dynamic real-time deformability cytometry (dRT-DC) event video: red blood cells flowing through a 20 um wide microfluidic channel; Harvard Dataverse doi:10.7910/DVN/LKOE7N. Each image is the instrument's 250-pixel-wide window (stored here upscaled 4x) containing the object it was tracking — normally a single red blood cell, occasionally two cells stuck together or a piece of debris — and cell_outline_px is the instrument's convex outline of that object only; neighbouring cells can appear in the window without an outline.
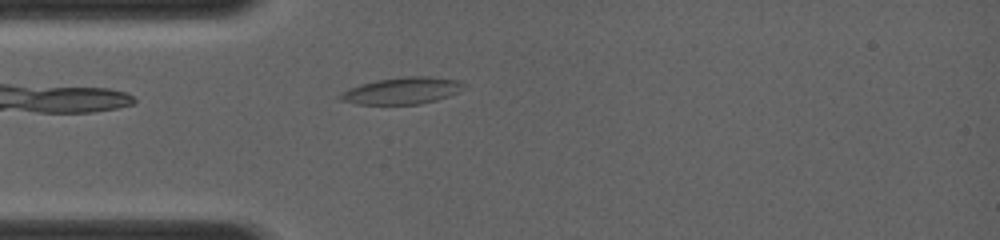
{"species": "common noctule bat (a hibernating species)", "species_latin": "Nyctalus noctula", "temperature_condition": "room temperature", "stored_images_in_passage": 53, "camera_frame_rate_fps": 4000, "um_per_image_px": 0.085, "animal": {"sex": "female", "body_mass_g": 19.0, "forearm_length_mm": 56.7}, "frame": {"image": 1, "passage_image": 2, "time_ms": 0.25, "image_size_px": [1000, 240], "cell_outline_px": [[464, 84], [460, 92], [436, 100], [420, 104], [356, 104], [340, 100], [336, 96], [340, 92], [348, 88], [360, 84], [376, 80], [404, 76], [428, 76], [460, 80]], "centroid_in_image_um": [34.14, 7.7], "position_along_channel_um": 50.9, "area_um2": 19.48}}
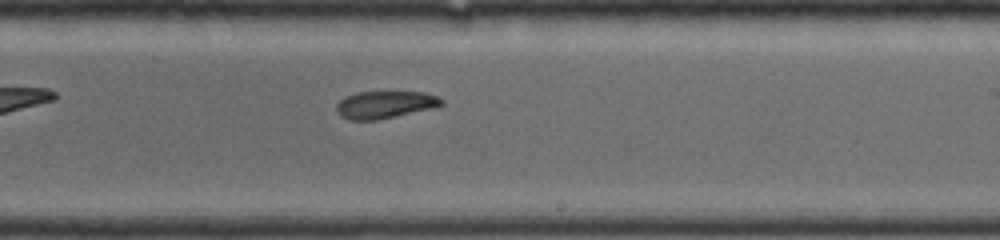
{"frame": {"image": 2, "passage_image": 26, "time_ms": 4.75, "image_size_px": [1000, 240], "cell_outline_px": [[444, 104], [432, 108], [376, 120], [348, 120], [340, 116], [336, 112], [336, 104], [344, 96], [356, 92], [424, 92], [436, 96], [444, 100]], "centroid_in_image_um": [32.67, 8.89], "position_along_channel_um": 256.3, "area_um2": 16.76}}
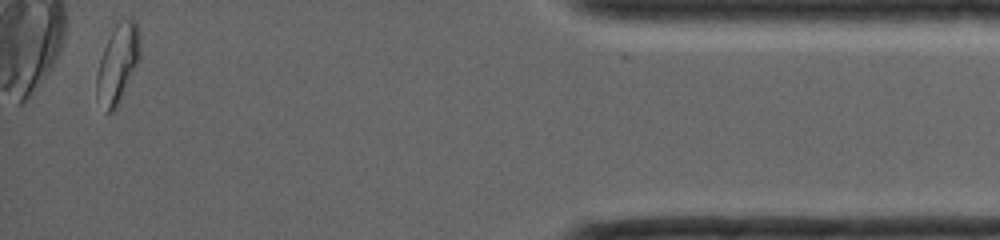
{"frame": {"image": 3, "passage_image": 51, "time_ms": 9.5, "image_size_px": [1000, 240], "cell_outline_px": [[140, 60], [116, 108], [112, 112], [104, 112], [96, 96], [96, 72], [104, 48], [116, 24], [120, 20], [136, 20], [140, 36]], "centroid_in_image_um": [10.01, 5.44], "position_along_channel_um": 425.2, "area_um2": 19.88}}